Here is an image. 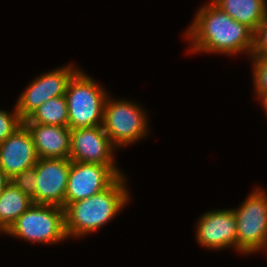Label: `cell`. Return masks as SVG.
<instances>
[{"label": "cell", "instance_id": "7", "mask_svg": "<svg viewBox=\"0 0 267 267\" xmlns=\"http://www.w3.org/2000/svg\"><path fill=\"white\" fill-rule=\"evenodd\" d=\"M121 175L122 172L115 165L71 161L65 206L104 191Z\"/></svg>", "mask_w": 267, "mask_h": 267}, {"label": "cell", "instance_id": "18", "mask_svg": "<svg viewBox=\"0 0 267 267\" xmlns=\"http://www.w3.org/2000/svg\"><path fill=\"white\" fill-rule=\"evenodd\" d=\"M23 125L16 107L13 113L0 110V144Z\"/></svg>", "mask_w": 267, "mask_h": 267}, {"label": "cell", "instance_id": "11", "mask_svg": "<svg viewBox=\"0 0 267 267\" xmlns=\"http://www.w3.org/2000/svg\"><path fill=\"white\" fill-rule=\"evenodd\" d=\"M196 238L201 246L211 249L237 250V223L233 209L213 210L198 221Z\"/></svg>", "mask_w": 267, "mask_h": 267}, {"label": "cell", "instance_id": "15", "mask_svg": "<svg viewBox=\"0 0 267 267\" xmlns=\"http://www.w3.org/2000/svg\"><path fill=\"white\" fill-rule=\"evenodd\" d=\"M32 204V200L10 182L0 194V232L4 233Z\"/></svg>", "mask_w": 267, "mask_h": 267}, {"label": "cell", "instance_id": "17", "mask_svg": "<svg viewBox=\"0 0 267 267\" xmlns=\"http://www.w3.org/2000/svg\"><path fill=\"white\" fill-rule=\"evenodd\" d=\"M36 167H30L14 175L10 182L36 204Z\"/></svg>", "mask_w": 267, "mask_h": 267}, {"label": "cell", "instance_id": "3", "mask_svg": "<svg viewBox=\"0 0 267 267\" xmlns=\"http://www.w3.org/2000/svg\"><path fill=\"white\" fill-rule=\"evenodd\" d=\"M107 92L78 70L70 79L65 97L68 106V127L89 128L103 124Z\"/></svg>", "mask_w": 267, "mask_h": 267}, {"label": "cell", "instance_id": "20", "mask_svg": "<svg viewBox=\"0 0 267 267\" xmlns=\"http://www.w3.org/2000/svg\"><path fill=\"white\" fill-rule=\"evenodd\" d=\"M251 56H267V11L254 32V47Z\"/></svg>", "mask_w": 267, "mask_h": 267}, {"label": "cell", "instance_id": "10", "mask_svg": "<svg viewBox=\"0 0 267 267\" xmlns=\"http://www.w3.org/2000/svg\"><path fill=\"white\" fill-rule=\"evenodd\" d=\"M114 147L102 125L71 129V161L115 165L112 153Z\"/></svg>", "mask_w": 267, "mask_h": 267}, {"label": "cell", "instance_id": "1", "mask_svg": "<svg viewBox=\"0 0 267 267\" xmlns=\"http://www.w3.org/2000/svg\"><path fill=\"white\" fill-rule=\"evenodd\" d=\"M185 34L191 42L192 52L234 55L247 51V54H252L254 47V32L232 19L212 1L198 10Z\"/></svg>", "mask_w": 267, "mask_h": 267}, {"label": "cell", "instance_id": "19", "mask_svg": "<svg viewBox=\"0 0 267 267\" xmlns=\"http://www.w3.org/2000/svg\"><path fill=\"white\" fill-rule=\"evenodd\" d=\"M253 61V80L256 95L267 90V56H251Z\"/></svg>", "mask_w": 267, "mask_h": 267}, {"label": "cell", "instance_id": "6", "mask_svg": "<svg viewBox=\"0 0 267 267\" xmlns=\"http://www.w3.org/2000/svg\"><path fill=\"white\" fill-rule=\"evenodd\" d=\"M103 130L116 147L133 143L146 136V115L140 106L128 100H112L109 96L104 104Z\"/></svg>", "mask_w": 267, "mask_h": 267}, {"label": "cell", "instance_id": "5", "mask_svg": "<svg viewBox=\"0 0 267 267\" xmlns=\"http://www.w3.org/2000/svg\"><path fill=\"white\" fill-rule=\"evenodd\" d=\"M237 223V250L250 254L267 248V194L255 189L238 209H233Z\"/></svg>", "mask_w": 267, "mask_h": 267}, {"label": "cell", "instance_id": "22", "mask_svg": "<svg viewBox=\"0 0 267 267\" xmlns=\"http://www.w3.org/2000/svg\"><path fill=\"white\" fill-rule=\"evenodd\" d=\"M259 98L261 99L262 105L264 106V109L266 110L267 113V90L263 91L260 95Z\"/></svg>", "mask_w": 267, "mask_h": 267}, {"label": "cell", "instance_id": "9", "mask_svg": "<svg viewBox=\"0 0 267 267\" xmlns=\"http://www.w3.org/2000/svg\"><path fill=\"white\" fill-rule=\"evenodd\" d=\"M70 159L39 158L36 167V204L65 207Z\"/></svg>", "mask_w": 267, "mask_h": 267}, {"label": "cell", "instance_id": "16", "mask_svg": "<svg viewBox=\"0 0 267 267\" xmlns=\"http://www.w3.org/2000/svg\"><path fill=\"white\" fill-rule=\"evenodd\" d=\"M23 123L68 126V106L65 95L50 98L23 120Z\"/></svg>", "mask_w": 267, "mask_h": 267}, {"label": "cell", "instance_id": "21", "mask_svg": "<svg viewBox=\"0 0 267 267\" xmlns=\"http://www.w3.org/2000/svg\"><path fill=\"white\" fill-rule=\"evenodd\" d=\"M10 183L8 176L0 169V194L4 188Z\"/></svg>", "mask_w": 267, "mask_h": 267}, {"label": "cell", "instance_id": "12", "mask_svg": "<svg viewBox=\"0 0 267 267\" xmlns=\"http://www.w3.org/2000/svg\"><path fill=\"white\" fill-rule=\"evenodd\" d=\"M38 160L32 136L24 124L0 144V169L9 179L35 166Z\"/></svg>", "mask_w": 267, "mask_h": 267}, {"label": "cell", "instance_id": "8", "mask_svg": "<svg viewBox=\"0 0 267 267\" xmlns=\"http://www.w3.org/2000/svg\"><path fill=\"white\" fill-rule=\"evenodd\" d=\"M71 67H61L40 75L28 85L15 105L23 120L50 98L65 95L70 79L78 71V68Z\"/></svg>", "mask_w": 267, "mask_h": 267}, {"label": "cell", "instance_id": "14", "mask_svg": "<svg viewBox=\"0 0 267 267\" xmlns=\"http://www.w3.org/2000/svg\"><path fill=\"white\" fill-rule=\"evenodd\" d=\"M232 19L256 31L267 11L266 0H211Z\"/></svg>", "mask_w": 267, "mask_h": 267}, {"label": "cell", "instance_id": "2", "mask_svg": "<svg viewBox=\"0 0 267 267\" xmlns=\"http://www.w3.org/2000/svg\"><path fill=\"white\" fill-rule=\"evenodd\" d=\"M125 180L121 175L104 191L67 204L63 208L67 237L90 234L114 218L130 199Z\"/></svg>", "mask_w": 267, "mask_h": 267}, {"label": "cell", "instance_id": "4", "mask_svg": "<svg viewBox=\"0 0 267 267\" xmlns=\"http://www.w3.org/2000/svg\"><path fill=\"white\" fill-rule=\"evenodd\" d=\"M33 243L53 244L67 238L64 209L60 206L33 203L4 232Z\"/></svg>", "mask_w": 267, "mask_h": 267}, {"label": "cell", "instance_id": "13", "mask_svg": "<svg viewBox=\"0 0 267 267\" xmlns=\"http://www.w3.org/2000/svg\"><path fill=\"white\" fill-rule=\"evenodd\" d=\"M23 124L32 136L39 158L69 159L71 129L68 126Z\"/></svg>", "mask_w": 267, "mask_h": 267}]
</instances>
